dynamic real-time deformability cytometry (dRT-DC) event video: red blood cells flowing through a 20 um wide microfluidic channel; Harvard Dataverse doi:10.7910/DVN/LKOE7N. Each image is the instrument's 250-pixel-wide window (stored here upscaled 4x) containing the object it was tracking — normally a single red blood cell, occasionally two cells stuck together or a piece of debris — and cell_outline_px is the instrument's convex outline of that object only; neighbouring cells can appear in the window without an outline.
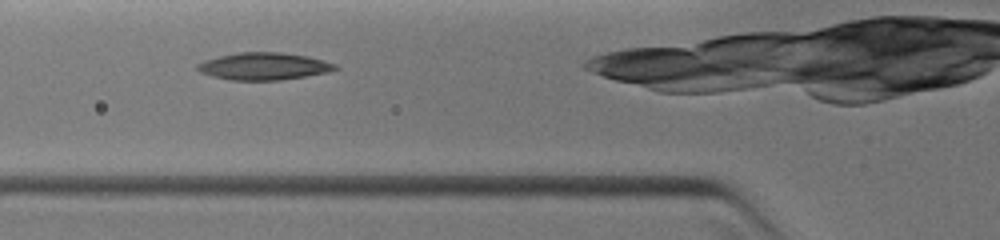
{"species": "common noctule bat (a hibernating species)", "species_latin": "Nyctalus noctula", "temperature_condition": "warm", "stored_images_in_passage": 9, "camera_frame_rate_fps": 3000, "um_per_image_px": 0.085, "animal": {"sex": "female", "body_mass_g": 19.0, "forearm_length_mm": 51.5}, "frame": {"image": 1, "passage_image": 3, "time_ms": 1.0, "image_size_px": [1000, 240], "cell_outline_px": [[340, 68], [328, 72], [280, 80], [228, 80], [212, 76], [200, 72], [196, 68], [196, 64], [204, 60], [220, 56], [240, 52], [280, 52], [308, 56], [336, 64]], "centroid_in_image_um": [22.41, 5.63], "position_along_channel_um": 103.4, "area_um2": 21.85}}
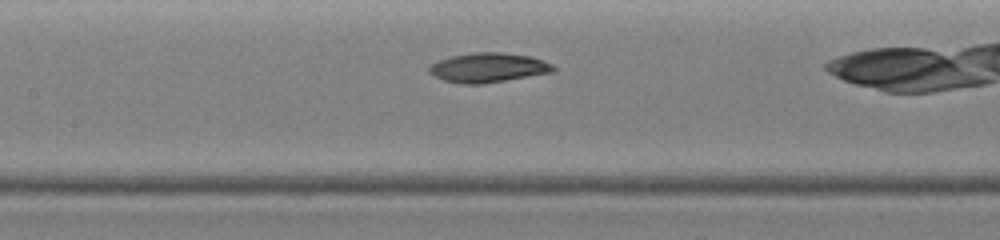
{"frame": {"image": 2, "passage_image": 6, "time_ms": 2.333, "image_size_px": [1000, 240], "cell_outline_px": [[556, 72], [484, 84], [460, 84], [444, 80], [428, 72], [428, 68], [432, 64], [440, 60], [452, 56], [472, 52], [500, 52], [528, 56], [552, 64], [556, 68]], "centroid_in_image_um": [41.52, 5.76], "position_along_channel_um": 165.9, "area_um2": 21.33}}